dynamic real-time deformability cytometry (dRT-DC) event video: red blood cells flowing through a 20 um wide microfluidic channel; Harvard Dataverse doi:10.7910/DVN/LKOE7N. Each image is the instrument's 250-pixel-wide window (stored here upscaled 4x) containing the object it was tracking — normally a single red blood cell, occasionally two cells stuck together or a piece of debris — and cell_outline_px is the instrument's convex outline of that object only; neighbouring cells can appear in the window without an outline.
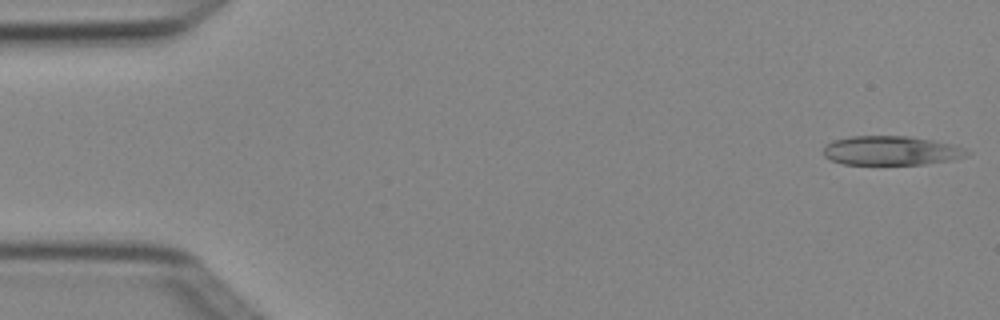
{"species": "Egyptian fruit bat (a non-hibernating species)", "species_latin": "Rousettus aegyptiacus", "temperature_condition": "cold", "stored_images_in_passage": 6, "camera_frame_rate_fps": 3000, "um_per_image_px": 0.085, "animal": {"sex": "female"}, "frame": {"image": 1, "passage_image": 1, "time_ms": 0.0, "image_size_px": [1000, 320], "cell_outline_px": [[972, 152], [964, 156], [952, 160], [924, 164], [844, 164], [832, 160], [824, 156], [824, 144], [832, 140], [848, 136], [908, 136], [932, 140], [952, 144], [964, 148]], "centroid_in_image_um": [75.73, 12.79], "position_along_channel_um": 9.3, "area_um2": 24.45}}
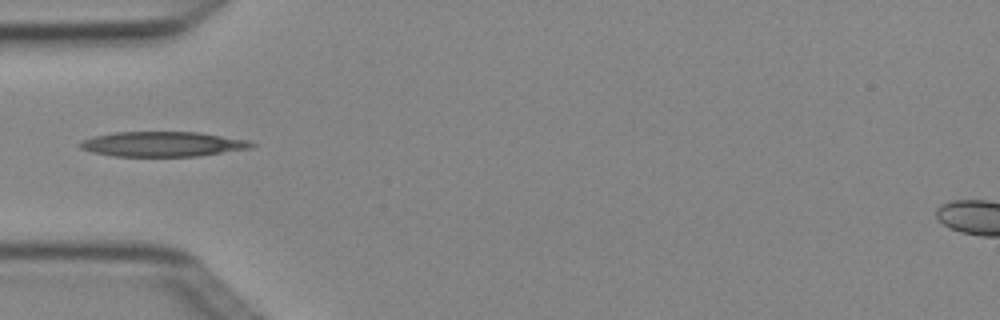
{"frame": {"image": 2, "passage_image": 5, "time_ms": 1.333, "image_size_px": [1000, 320], "cell_outline_px": [[256, 144], [252, 148], [200, 156], [112, 156], [92, 152], [80, 148], [80, 140], [92, 136], [112, 132], [200, 132], [248, 140]], "centroid_in_image_um": [13.82, 12.24], "position_along_channel_um": 71.2, "area_um2": 25.14}}
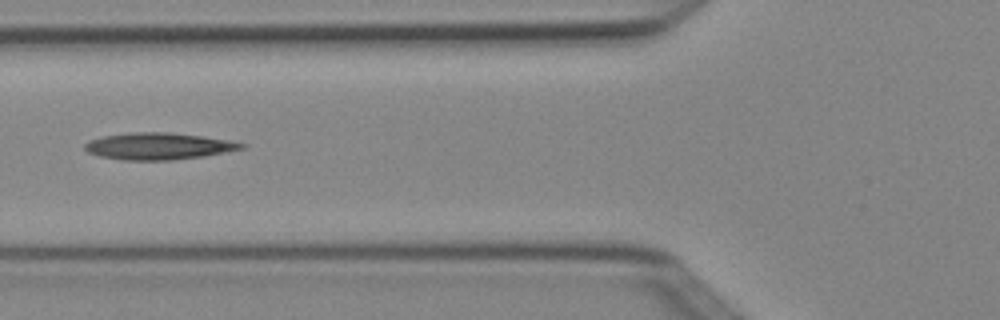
{"frame": {"image": 3, "passage_image": 6, "time_ms": 1.667, "image_size_px": [1000, 320], "cell_outline_px": [[248, 144], [244, 148], [204, 156], [172, 160], [120, 160], [100, 156], [88, 152], [84, 148], [84, 144], [88, 140], [100, 136], [132, 132], [168, 132], [232, 140]], "centroid_in_image_um": [13.45, 12.42], "position_along_channel_um": 112.3, "area_um2": 24.62}}